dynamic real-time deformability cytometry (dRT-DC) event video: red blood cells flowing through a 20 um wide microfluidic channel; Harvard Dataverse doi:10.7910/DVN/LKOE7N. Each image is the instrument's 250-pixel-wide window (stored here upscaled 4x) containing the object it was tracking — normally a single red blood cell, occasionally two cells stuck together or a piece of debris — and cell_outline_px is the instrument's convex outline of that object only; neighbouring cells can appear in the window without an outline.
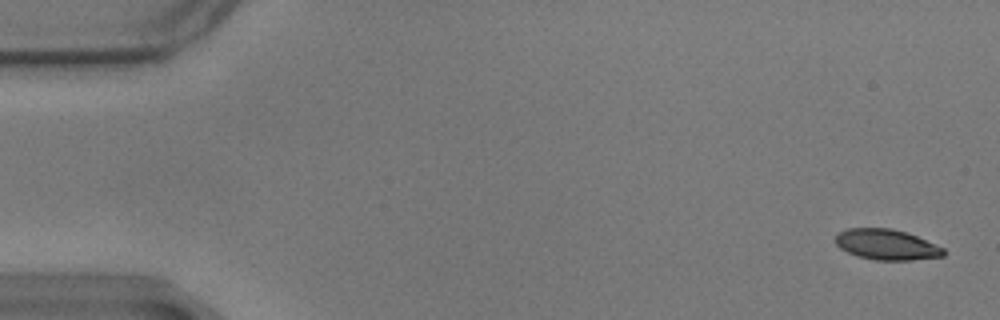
{"species": "common noctule bat (a hibernating species)", "species_latin": "Nyctalus noctula", "temperature_condition": "warm", "stored_images_in_passage": 58, "camera_frame_rate_fps": 3000, "um_per_image_px": 0.085, "animal": {"sex": "male", "body_mass_g": 17.9}, "frame": {"image": 1, "passage_image": 2, "time_ms": 0.333, "image_size_px": [1000, 320], "cell_outline_px": [[944, 256], [912, 260], [876, 260], [856, 256], [840, 248], [832, 240], [836, 232], [848, 228], [892, 228], [916, 236], [944, 248]], "centroid_in_image_um": [75.28, 20.78], "position_along_channel_um": 9.7, "area_um2": 19.36}}
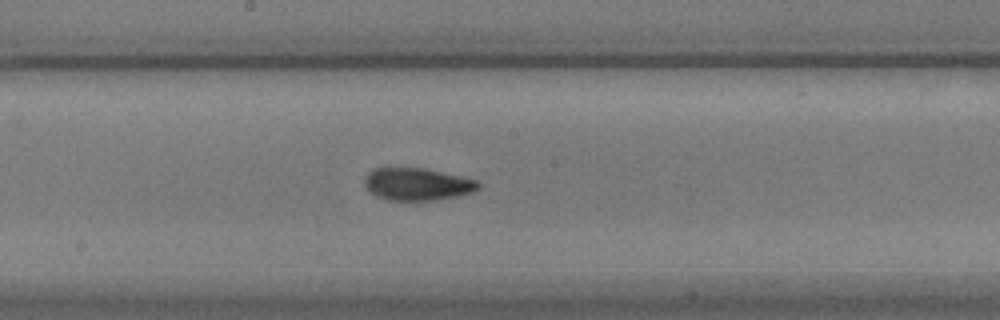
{"frame": {"image": 2, "passage_image": 31, "time_ms": 10.0, "image_size_px": [1000, 320], "cell_outline_px": [[480, 188], [472, 192], [456, 196], [436, 200], [384, 200], [368, 192], [364, 184], [364, 176], [372, 168], [424, 168], [460, 176], [476, 180], [480, 184]], "centroid_in_image_um": [35.41, 15.66], "position_along_channel_um": 212.8, "area_um2": 21.62}}
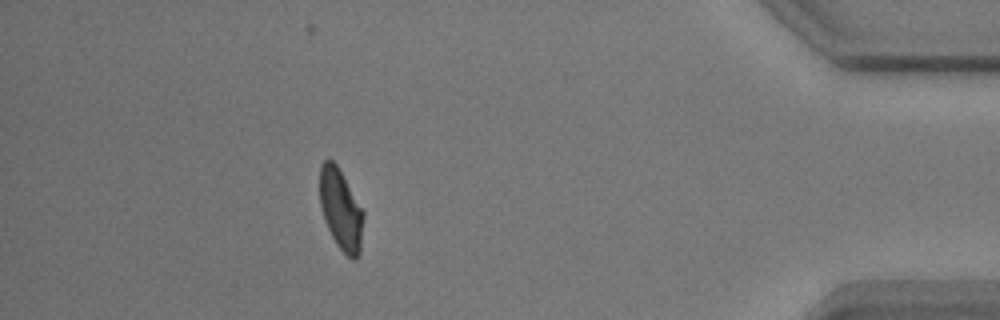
{"frame": {"image": 3, "passage_image": 52, "time_ms": 17.0, "image_size_px": [1000, 320], "cell_outline_px": [[364, 216], [360, 252], [356, 260], [352, 260], [336, 244], [324, 220], [320, 204], [320, 164], [324, 160], [332, 160], [336, 164], [364, 212]], "centroid_in_image_um": [28.97, 17.83], "position_along_channel_um": 406.2, "area_um2": 20.4}, "authors_computed_cell_mechanics": {"area_um2": 20.7791, "velocity_mm_per_s": 3.4685, "shape_relaxation_time_tau1_ms": 6.6265, "shape_relaxation_time_tau2_ms": 1.8235, "deformation_change_tau1": 0.1759, "deformation_change_tau2": 0.0782}}